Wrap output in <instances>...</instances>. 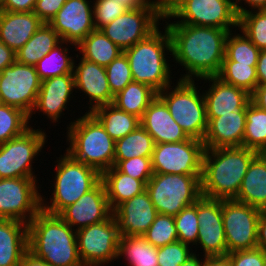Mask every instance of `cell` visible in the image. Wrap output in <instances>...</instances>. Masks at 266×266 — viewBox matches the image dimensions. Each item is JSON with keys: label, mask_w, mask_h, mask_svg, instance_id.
<instances>
[{"label": "cell", "mask_w": 266, "mask_h": 266, "mask_svg": "<svg viewBox=\"0 0 266 266\" xmlns=\"http://www.w3.org/2000/svg\"><path fill=\"white\" fill-rule=\"evenodd\" d=\"M82 58L107 67L115 58L123 53L101 30L89 33L78 45Z\"/></svg>", "instance_id": "obj_31"}, {"label": "cell", "mask_w": 266, "mask_h": 266, "mask_svg": "<svg viewBox=\"0 0 266 266\" xmlns=\"http://www.w3.org/2000/svg\"><path fill=\"white\" fill-rule=\"evenodd\" d=\"M258 85L266 84V50H260L256 64Z\"/></svg>", "instance_id": "obj_56"}, {"label": "cell", "mask_w": 266, "mask_h": 266, "mask_svg": "<svg viewBox=\"0 0 266 266\" xmlns=\"http://www.w3.org/2000/svg\"><path fill=\"white\" fill-rule=\"evenodd\" d=\"M19 266H51L42 259L36 258L31 252L27 251L22 259Z\"/></svg>", "instance_id": "obj_59"}, {"label": "cell", "mask_w": 266, "mask_h": 266, "mask_svg": "<svg viewBox=\"0 0 266 266\" xmlns=\"http://www.w3.org/2000/svg\"><path fill=\"white\" fill-rule=\"evenodd\" d=\"M112 214L105 186L100 181L75 203L65 207L58 215L76 230L106 220Z\"/></svg>", "instance_id": "obj_19"}, {"label": "cell", "mask_w": 266, "mask_h": 266, "mask_svg": "<svg viewBox=\"0 0 266 266\" xmlns=\"http://www.w3.org/2000/svg\"><path fill=\"white\" fill-rule=\"evenodd\" d=\"M182 18L176 23L205 27H214L232 31L230 27H238V15L232 0H188L171 18Z\"/></svg>", "instance_id": "obj_16"}, {"label": "cell", "mask_w": 266, "mask_h": 266, "mask_svg": "<svg viewBox=\"0 0 266 266\" xmlns=\"http://www.w3.org/2000/svg\"><path fill=\"white\" fill-rule=\"evenodd\" d=\"M260 50L242 32L233 35L229 32L225 43V57L223 61H235L238 64L256 66Z\"/></svg>", "instance_id": "obj_39"}, {"label": "cell", "mask_w": 266, "mask_h": 266, "mask_svg": "<svg viewBox=\"0 0 266 266\" xmlns=\"http://www.w3.org/2000/svg\"><path fill=\"white\" fill-rule=\"evenodd\" d=\"M116 166L122 173L135 179L142 180L145 184L153 176L151 157H134L127 160H114Z\"/></svg>", "instance_id": "obj_46"}, {"label": "cell", "mask_w": 266, "mask_h": 266, "mask_svg": "<svg viewBox=\"0 0 266 266\" xmlns=\"http://www.w3.org/2000/svg\"><path fill=\"white\" fill-rule=\"evenodd\" d=\"M262 210L234 199L222 200V219L227 254L257 248V230Z\"/></svg>", "instance_id": "obj_13"}, {"label": "cell", "mask_w": 266, "mask_h": 266, "mask_svg": "<svg viewBox=\"0 0 266 266\" xmlns=\"http://www.w3.org/2000/svg\"><path fill=\"white\" fill-rule=\"evenodd\" d=\"M154 146L155 142L152 136L139 125L134 131L115 141L114 160L152 157Z\"/></svg>", "instance_id": "obj_35"}, {"label": "cell", "mask_w": 266, "mask_h": 266, "mask_svg": "<svg viewBox=\"0 0 266 266\" xmlns=\"http://www.w3.org/2000/svg\"><path fill=\"white\" fill-rule=\"evenodd\" d=\"M16 61V52L0 42V72Z\"/></svg>", "instance_id": "obj_52"}, {"label": "cell", "mask_w": 266, "mask_h": 266, "mask_svg": "<svg viewBox=\"0 0 266 266\" xmlns=\"http://www.w3.org/2000/svg\"><path fill=\"white\" fill-rule=\"evenodd\" d=\"M234 200L266 210V153L252 159Z\"/></svg>", "instance_id": "obj_28"}, {"label": "cell", "mask_w": 266, "mask_h": 266, "mask_svg": "<svg viewBox=\"0 0 266 266\" xmlns=\"http://www.w3.org/2000/svg\"><path fill=\"white\" fill-rule=\"evenodd\" d=\"M120 237L112 214L102 222L76 230L78 254L83 265L104 266L116 260Z\"/></svg>", "instance_id": "obj_10"}, {"label": "cell", "mask_w": 266, "mask_h": 266, "mask_svg": "<svg viewBox=\"0 0 266 266\" xmlns=\"http://www.w3.org/2000/svg\"><path fill=\"white\" fill-rule=\"evenodd\" d=\"M204 150L203 141L194 138L155 144L151 157L153 173L201 175Z\"/></svg>", "instance_id": "obj_12"}, {"label": "cell", "mask_w": 266, "mask_h": 266, "mask_svg": "<svg viewBox=\"0 0 266 266\" xmlns=\"http://www.w3.org/2000/svg\"><path fill=\"white\" fill-rule=\"evenodd\" d=\"M203 266H233V264L227 256H204Z\"/></svg>", "instance_id": "obj_58"}, {"label": "cell", "mask_w": 266, "mask_h": 266, "mask_svg": "<svg viewBox=\"0 0 266 266\" xmlns=\"http://www.w3.org/2000/svg\"><path fill=\"white\" fill-rule=\"evenodd\" d=\"M48 24L59 34L63 42L70 43L76 48L95 30L93 6L87 0H66Z\"/></svg>", "instance_id": "obj_18"}, {"label": "cell", "mask_w": 266, "mask_h": 266, "mask_svg": "<svg viewBox=\"0 0 266 266\" xmlns=\"http://www.w3.org/2000/svg\"><path fill=\"white\" fill-rule=\"evenodd\" d=\"M250 101L260 109L266 111V84L257 85L250 94Z\"/></svg>", "instance_id": "obj_54"}, {"label": "cell", "mask_w": 266, "mask_h": 266, "mask_svg": "<svg viewBox=\"0 0 266 266\" xmlns=\"http://www.w3.org/2000/svg\"><path fill=\"white\" fill-rule=\"evenodd\" d=\"M101 181L105 186L111 210L146 190V184L142 180L122 173L116 166L103 172L101 174Z\"/></svg>", "instance_id": "obj_29"}, {"label": "cell", "mask_w": 266, "mask_h": 266, "mask_svg": "<svg viewBox=\"0 0 266 266\" xmlns=\"http://www.w3.org/2000/svg\"><path fill=\"white\" fill-rule=\"evenodd\" d=\"M29 122L21 109L0 103V144L22 135L31 127Z\"/></svg>", "instance_id": "obj_40"}, {"label": "cell", "mask_w": 266, "mask_h": 266, "mask_svg": "<svg viewBox=\"0 0 266 266\" xmlns=\"http://www.w3.org/2000/svg\"><path fill=\"white\" fill-rule=\"evenodd\" d=\"M178 241L185 244L197 245L199 220L197 219V201L183 208L175 217Z\"/></svg>", "instance_id": "obj_43"}, {"label": "cell", "mask_w": 266, "mask_h": 266, "mask_svg": "<svg viewBox=\"0 0 266 266\" xmlns=\"http://www.w3.org/2000/svg\"><path fill=\"white\" fill-rule=\"evenodd\" d=\"M94 2L93 19H95L96 30H100L127 11L121 3L114 0H95Z\"/></svg>", "instance_id": "obj_47"}, {"label": "cell", "mask_w": 266, "mask_h": 266, "mask_svg": "<svg viewBox=\"0 0 266 266\" xmlns=\"http://www.w3.org/2000/svg\"><path fill=\"white\" fill-rule=\"evenodd\" d=\"M257 248L266 254V210L261 212L257 230Z\"/></svg>", "instance_id": "obj_53"}, {"label": "cell", "mask_w": 266, "mask_h": 266, "mask_svg": "<svg viewBox=\"0 0 266 266\" xmlns=\"http://www.w3.org/2000/svg\"><path fill=\"white\" fill-rule=\"evenodd\" d=\"M28 251L51 266H84L78 254L76 229L58 214L42 209L28 223Z\"/></svg>", "instance_id": "obj_3"}, {"label": "cell", "mask_w": 266, "mask_h": 266, "mask_svg": "<svg viewBox=\"0 0 266 266\" xmlns=\"http://www.w3.org/2000/svg\"><path fill=\"white\" fill-rule=\"evenodd\" d=\"M257 154V151L243 146L205 149L200 179L202 196L235 199L248 166Z\"/></svg>", "instance_id": "obj_2"}, {"label": "cell", "mask_w": 266, "mask_h": 266, "mask_svg": "<svg viewBox=\"0 0 266 266\" xmlns=\"http://www.w3.org/2000/svg\"><path fill=\"white\" fill-rule=\"evenodd\" d=\"M105 70L113 96L133 82L130 64L124 52L105 67Z\"/></svg>", "instance_id": "obj_44"}, {"label": "cell", "mask_w": 266, "mask_h": 266, "mask_svg": "<svg viewBox=\"0 0 266 266\" xmlns=\"http://www.w3.org/2000/svg\"><path fill=\"white\" fill-rule=\"evenodd\" d=\"M140 125L152 136L155 144L178 143L189 139L158 95L145 110L140 119Z\"/></svg>", "instance_id": "obj_24"}, {"label": "cell", "mask_w": 266, "mask_h": 266, "mask_svg": "<svg viewBox=\"0 0 266 266\" xmlns=\"http://www.w3.org/2000/svg\"><path fill=\"white\" fill-rule=\"evenodd\" d=\"M155 0L143 9L129 10L100 30L123 51L145 39L159 26Z\"/></svg>", "instance_id": "obj_15"}, {"label": "cell", "mask_w": 266, "mask_h": 266, "mask_svg": "<svg viewBox=\"0 0 266 266\" xmlns=\"http://www.w3.org/2000/svg\"><path fill=\"white\" fill-rule=\"evenodd\" d=\"M199 232L197 243L205 257L226 256L227 244L222 219V200L201 196L197 200Z\"/></svg>", "instance_id": "obj_17"}, {"label": "cell", "mask_w": 266, "mask_h": 266, "mask_svg": "<svg viewBox=\"0 0 266 266\" xmlns=\"http://www.w3.org/2000/svg\"><path fill=\"white\" fill-rule=\"evenodd\" d=\"M73 73L75 88L82 90L90 100L88 112L101 105L113 104L114 96L109 87L105 67L81 58L78 66L74 65Z\"/></svg>", "instance_id": "obj_21"}, {"label": "cell", "mask_w": 266, "mask_h": 266, "mask_svg": "<svg viewBox=\"0 0 266 266\" xmlns=\"http://www.w3.org/2000/svg\"><path fill=\"white\" fill-rule=\"evenodd\" d=\"M226 83L242 88L251 94L258 85L256 66L238 64L235 61H223L216 75Z\"/></svg>", "instance_id": "obj_38"}, {"label": "cell", "mask_w": 266, "mask_h": 266, "mask_svg": "<svg viewBox=\"0 0 266 266\" xmlns=\"http://www.w3.org/2000/svg\"><path fill=\"white\" fill-rule=\"evenodd\" d=\"M45 141L42 129L30 127L22 135L0 144V179L36 178L32 163Z\"/></svg>", "instance_id": "obj_9"}, {"label": "cell", "mask_w": 266, "mask_h": 266, "mask_svg": "<svg viewBox=\"0 0 266 266\" xmlns=\"http://www.w3.org/2000/svg\"><path fill=\"white\" fill-rule=\"evenodd\" d=\"M142 236L156 248L178 241L174 217L158 214L149 229Z\"/></svg>", "instance_id": "obj_42"}, {"label": "cell", "mask_w": 266, "mask_h": 266, "mask_svg": "<svg viewBox=\"0 0 266 266\" xmlns=\"http://www.w3.org/2000/svg\"><path fill=\"white\" fill-rule=\"evenodd\" d=\"M112 215L121 236H142L158 215L155 206L145 190L119 204Z\"/></svg>", "instance_id": "obj_20"}, {"label": "cell", "mask_w": 266, "mask_h": 266, "mask_svg": "<svg viewBox=\"0 0 266 266\" xmlns=\"http://www.w3.org/2000/svg\"><path fill=\"white\" fill-rule=\"evenodd\" d=\"M62 156L57 160L51 205L44 203L41 197V209L51 214H59L101 181V174L94 168L75 160L67 152Z\"/></svg>", "instance_id": "obj_6"}, {"label": "cell", "mask_w": 266, "mask_h": 266, "mask_svg": "<svg viewBox=\"0 0 266 266\" xmlns=\"http://www.w3.org/2000/svg\"><path fill=\"white\" fill-rule=\"evenodd\" d=\"M75 89L74 73L55 76L41 82L35 111L43 112L52 122H57L67 108L70 96Z\"/></svg>", "instance_id": "obj_25"}, {"label": "cell", "mask_w": 266, "mask_h": 266, "mask_svg": "<svg viewBox=\"0 0 266 266\" xmlns=\"http://www.w3.org/2000/svg\"><path fill=\"white\" fill-rule=\"evenodd\" d=\"M156 96L157 92L149 85L133 81L114 96L113 105L141 119Z\"/></svg>", "instance_id": "obj_33"}, {"label": "cell", "mask_w": 266, "mask_h": 266, "mask_svg": "<svg viewBox=\"0 0 266 266\" xmlns=\"http://www.w3.org/2000/svg\"><path fill=\"white\" fill-rule=\"evenodd\" d=\"M37 0H0V10L9 12H33Z\"/></svg>", "instance_id": "obj_50"}, {"label": "cell", "mask_w": 266, "mask_h": 266, "mask_svg": "<svg viewBox=\"0 0 266 266\" xmlns=\"http://www.w3.org/2000/svg\"><path fill=\"white\" fill-rule=\"evenodd\" d=\"M188 0H156V7L160 19H170L171 16Z\"/></svg>", "instance_id": "obj_51"}, {"label": "cell", "mask_w": 266, "mask_h": 266, "mask_svg": "<svg viewBox=\"0 0 266 266\" xmlns=\"http://www.w3.org/2000/svg\"><path fill=\"white\" fill-rule=\"evenodd\" d=\"M212 85L203 93L207 117H220V114H233L244 109L250 102V94L239 87L226 83L217 76L201 78Z\"/></svg>", "instance_id": "obj_22"}, {"label": "cell", "mask_w": 266, "mask_h": 266, "mask_svg": "<svg viewBox=\"0 0 266 266\" xmlns=\"http://www.w3.org/2000/svg\"><path fill=\"white\" fill-rule=\"evenodd\" d=\"M66 0H37L34 13L44 22L48 23L62 8Z\"/></svg>", "instance_id": "obj_49"}, {"label": "cell", "mask_w": 266, "mask_h": 266, "mask_svg": "<svg viewBox=\"0 0 266 266\" xmlns=\"http://www.w3.org/2000/svg\"><path fill=\"white\" fill-rule=\"evenodd\" d=\"M66 149L75 160L81 161L97 170L100 174L114 166L115 141L106 132L104 126L91 113L70 123Z\"/></svg>", "instance_id": "obj_4"}, {"label": "cell", "mask_w": 266, "mask_h": 266, "mask_svg": "<svg viewBox=\"0 0 266 266\" xmlns=\"http://www.w3.org/2000/svg\"><path fill=\"white\" fill-rule=\"evenodd\" d=\"M226 256L233 266H266V254L259 248L235 251Z\"/></svg>", "instance_id": "obj_48"}, {"label": "cell", "mask_w": 266, "mask_h": 266, "mask_svg": "<svg viewBox=\"0 0 266 266\" xmlns=\"http://www.w3.org/2000/svg\"><path fill=\"white\" fill-rule=\"evenodd\" d=\"M204 264V258L203 261L199 259L198 256H196V253L191 255L182 265L180 266H203Z\"/></svg>", "instance_id": "obj_60"}, {"label": "cell", "mask_w": 266, "mask_h": 266, "mask_svg": "<svg viewBox=\"0 0 266 266\" xmlns=\"http://www.w3.org/2000/svg\"><path fill=\"white\" fill-rule=\"evenodd\" d=\"M41 82L35 66L15 61L0 72V103L21 109L31 119Z\"/></svg>", "instance_id": "obj_11"}, {"label": "cell", "mask_w": 266, "mask_h": 266, "mask_svg": "<svg viewBox=\"0 0 266 266\" xmlns=\"http://www.w3.org/2000/svg\"><path fill=\"white\" fill-rule=\"evenodd\" d=\"M35 178L0 179V219L28 224L41 210V193Z\"/></svg>", "instance_id": "obj_14"}, {"label": "cell", "mask_w": 266, "mask_h": 266, "mask_svg": "<svg viewBox=\"0 0 266 266\" xmlns=\"http://www.w3.org/2000/svg\"><path fill=\"white\" fill-rule=\"evenodd\" d=\"M201 175L154 173L146 184L158 214L175 217L201 196Z\"/></svg>", "instance_id": "obj_8"}, {"label": "cell", "mask_w": 266, "mask_h": 266, "mask_svg": "<svg viewBox=\"0 0 266 266\" xmlns=\"http://www.w3.org/2000/svg\"><path fill=\"white\" fill-rule=\"evenodd\" d=\"M235 1L236 2H234V0H232L236 14L239 16V15L245 13L247 10L243 6L238 5V4L242 3L241 0H235ZM243 1H245V3H247L248 6L252 7V10L254 9L253 11H255V9L256 10H266V0H243Z\"/></svg>", "instance_id": "obj_55"}, {"label": "cell", "mask_w": 266, "mask_h": 266, "mask_svg": "<svg viewBox=\"0 0 266 266\" xmlns=\"http://www.w3.org/2000/svg\"><path fill=\"white\" fill-rule=\"evenodd\" d=\"M91 113L104 126L114 141L125 137L140 125L138 117L118 109L113 104L101 105Z\"/></svg>", "instance_id": "obj_32"}, {"label": "cell", "mask_w": 266, "mask_h": 266, "mask_svg": "<svg viewBox=\"0 0 266 266\" xmlns=\"http://www.w3.org/2000/svg\"><path fill=\"white\" fill-rule=\"evenodd\" d=\"M28 251V224L0 219V266H19Z\"/></svg>", "instance_id": "obj_27"}, {"label": "cell", "mask_w": 266, "mask_h": 266, "mask_svg": "<svg viewBox=\"0 0 266 266\" xmlns=\"http://www.w3.org/2000/svg\"><path fill=\"white\" fill-rule=\"evenodd\" d=\"M188 244L180 241L169 243L163 247L157 248L158 266H180L191 255L193 251Z\"/></svg>", "instance_id": "obj_45"}, {"label": "cell", "mask_w": 266, "mask_h": 266, "mask_svg": "<svg viewBox=\"0 0 266 266\" xmlns=\"http://www.w3.org/2000/svg\"><path fill=\"white\" fill-rule=\"evenodd\" d=\"M208 127L203 139L205 149L242 146L246 107L233 114H220V117H207Z\"/></svg>", "instance_id": "obj_23"}, {"label": "cell", "mask_w": 266, "mask_h": 266, "mask_svg": "<svg viewBox=\"0 0 266 266\" xmlns=\"http://www.w3.org/2000/svg\"><path fill=\"white\" fill-rule=\"evenodd\" d=\"M242 146L266 153V111L251 101L246 106V123Z\"/></svg>", "instance_id": "obj_36"}, {"label": "cell", "mask_w": 266, "mask_h": 266, "mask_svg": "<svg viewBox=\"0 0 266 266\" xmlns=\"http://www.w3.org/2000/svg\"><path fill=\"white\" fill-rule=\"evenodd\" d=\"M122 4L127 10H139L146 8L152 1L150 0H114Z\"/></svg>", "instance_id": "obj_57"}, {"label": "cell", "mask_w": 266, "mask_h": 266, "mask_svg": "<svg viewBox=\"0 0 266 266\" xmlns=\"http://www.w3.org/2000/svg\"><path fill=\"white\" fill-rule=\"evenodd\" d=\"M124 256L130 266H158L157 248L143 236H121L117 259Z\"/></svg>", "instance_id": "obj_34"}, {"label": "cell", "mask_w": 266, "mask_h": 266, "mask_svg": "<svg viewBox=\"0 0 266 266\" xmlns=\"http://www.w3.org/2000/svg\"><path fill=\"white\" fill-rule=\"evenodd\" d=\"M174 86H167L157 95L165 102L172 118L187 136L203 141L208 127L203 94L196 88L194 80H179Z\"/></svg>", "instance_id": "obj_7"}, {"label": "cell", "mask_w": 266, "mask_h": 266, "mask_svg": "<svg viewBox=\"0 0 266 266\" xmlns=\"http://www.w3.org/2000/svg\"><path fill=\"white\" fill-rule=\"evenodd\" d=\"M159 27L145 39L123 52L128 58L134 82L149 85L157 93L171 86L170 67L165 51L172 53L171 38L166 26ZM169 50V51H168Z\"/></svg>", "instance_id": "obj_5"}, {"label": "cell", "mask_w": 266, "mask_h": 266, "mask_svg": "<svg viewBox=\"0 0 266 266\" xmlns=\"http://www.w3.org/2000/svg\"><path fill=\"white\" fill-rule=\"evenodd\" d=\"M43 23L34 12L0 10V42L17 52Z\"/></svg>", "instance_id": "obj_26"}, {"label": "cell", "mask_w": 266, "mask_h": 266, "mask_svg": "<svg viewBox=\"0 0 266 266\" xmlns=\"http://www.w3.org/2000/svg\"><path fill=\"white\" fill-rule=\"evenodd\" d=\"M61 42L59 34L48 23H43L27 43L16 52V61L35 66L38 60Z\"/></svg>", "instance_id": "obj_30"}, {"label": "cell", "mask_w": 266, "mask_h": 266, "mask_svg": "<svg viewBox=\"0 0 266 266\" xmlns=\"http://www.w3.org/2000/svg\"><path fill=\"white\" fill-rule=\"evenodd\" d=\"M247 10L238 16V28L259 49L266 50V10Z\"/></svg>", "instance_id": "obj_41"}, {"label": "cell", "mask_w": 266, "mask_h": 266, "mask_svg": "<svg viewBox=\"0 0 266 266\" xmlns=\"http://www.w3.org/2000/svg\"><path fill=\"white\" fill-rule=\"evenodd\" d=\"M65 43L62 41L51 49L47 55H44L42 59L38 60L35 68L41 81L73 73L75 62L71 56H68V48H63L62 45Z\"/></svg>", "instance_id": "obj_37"}, {"label": "cell", "mask_w": 266, "mask_h": 266, "mask_svg": "<svg viewBox=\"0 0 266 266\" xmlns=\"http://www.w3.org/2000/svg\"><path fill=\"white\" fill-rule=\"evenodd\" d=\"M172 53L170 55L186 69L179 80L216 76L225 57V43L230 31L214 27L187 24H166ZM188 71V72H187Z\"/></svg>", "instance_id": "obj_1"}]
</instances>
